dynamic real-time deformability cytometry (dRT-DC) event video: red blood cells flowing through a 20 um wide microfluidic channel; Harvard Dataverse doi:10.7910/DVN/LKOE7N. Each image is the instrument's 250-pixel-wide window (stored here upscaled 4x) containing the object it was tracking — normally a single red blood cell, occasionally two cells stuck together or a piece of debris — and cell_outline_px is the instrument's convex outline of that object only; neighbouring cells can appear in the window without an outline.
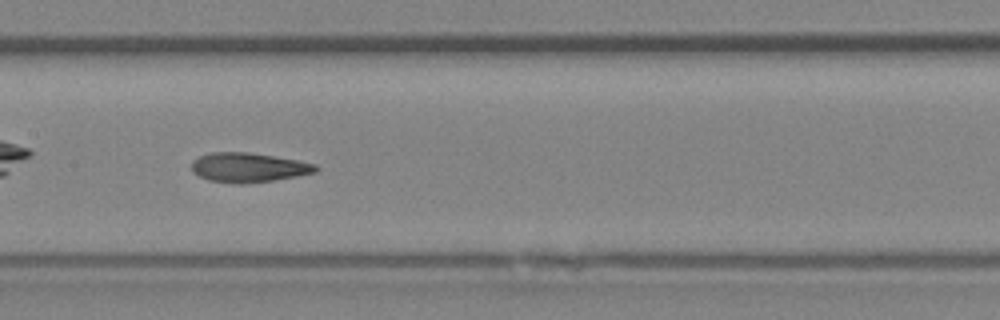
{"species": "Egyptian fruit bat (a non-hibernating species)", "species_latin": "Rousettus aegyptiacus", "temperature_condition": "room temperature", "stored_images_in_passage": 33, "camera_frame_rate_fps": 3000, "um_per_image_px": 0.085, "animal": {"sex": "female"}, "frame": {"image": 1, "passage_image": 10, "time_ms": 3.0, "image_size_px": [1000, 320], "cell_outline_px": [[320, 168], [316, 172], [296, 176], [272, 180], [240, 184], [236, 184], [208, 180], [192, 172], [192, 160], [200, 156], [212, 152], [244, 152], [272, 156], [296, 160], [316, 164]], "centroid_in_image_um": [21.1, 14.24], "position_along_channel_um": 186.3, "area_um2": 21.1}, "authors_computed_cell_mechanics": {"area_um2": 21.1548, "velocity_mm_per_s": 4.4967, "shape_relaxation_time_tau1_ms": null, "shape_relaxation_time_tau2_ms": 2.0174, "deformation_change_tau1": null, "deformation_change_tau2": 0.0978}}